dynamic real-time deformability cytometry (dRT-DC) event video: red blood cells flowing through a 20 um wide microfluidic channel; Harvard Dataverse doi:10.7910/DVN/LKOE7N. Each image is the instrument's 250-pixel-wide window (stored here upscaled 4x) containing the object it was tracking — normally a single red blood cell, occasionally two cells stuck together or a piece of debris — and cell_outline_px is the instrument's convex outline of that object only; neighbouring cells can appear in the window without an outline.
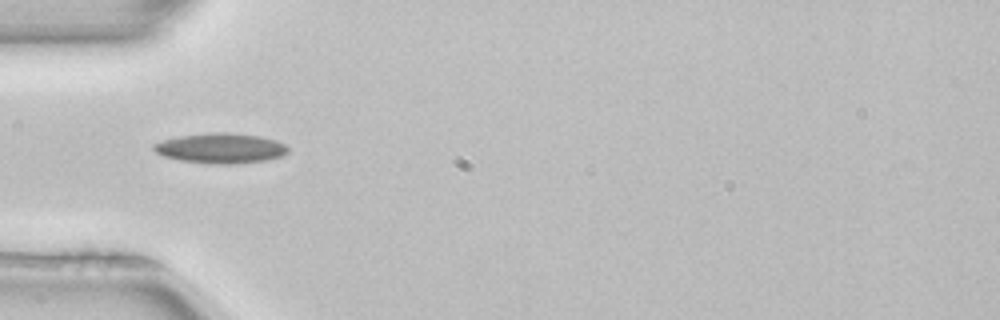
{"species": "common noctule bat (a hibernating species)", "species_latin": "Nyctalus noctula", "temperature_condition": "room temperature", "stored_images_in_passage": 36, "camera_frame_rate_fps": 3000, "um_per_image_px": 0.085, "animal": {"sex": "female", "body_mass_g": 22.7, "forearm_length_mm": 54.2}, "frame": {"image": 1, "passage_image": 1, "time_ms": 0.0, "image_size_px": [1000, 320], "cell_outline_px": [[288, 152], [284, 156], [264, 160], [232, 164], [216, 164], [180, 160], [164, 156], [156, 152], [152, 148], [152, 144], [164, 140], [180, 136], [212, 132], [228, 132], [260, 136], [276, 140], [284, 144], [288, 148]], "centroid_in_image_um": [18.77, 12.59], "position_along_channel_um": 66.2, "area_um2": 23.47}}